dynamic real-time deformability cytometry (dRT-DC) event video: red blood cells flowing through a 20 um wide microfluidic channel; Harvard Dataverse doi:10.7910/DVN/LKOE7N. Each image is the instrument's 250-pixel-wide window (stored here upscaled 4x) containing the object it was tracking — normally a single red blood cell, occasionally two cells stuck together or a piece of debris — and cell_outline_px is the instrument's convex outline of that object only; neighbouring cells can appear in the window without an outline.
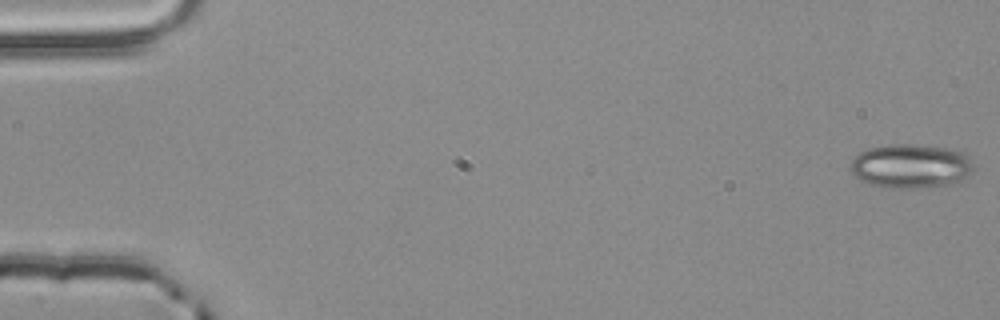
{"species": "common noctule bat (a hibernating species)", "species_latin": "Nyctalus noctula", "temperature_condition": "room temperature", "stored_images_in_passage": 56, "camera_frame_rate_fps": 3000, "um_per_image_px": 0.085, "animal": {"sex": "male", "body_mass_g": 20.4}, "frame": {"image": 1, "passage_image": 1, "time_ms": 0.0, "image_size_px": [1000, 320], "cell_outline_px": [[976, 168], [960, 184], [912, 188], [888, 188], [868, 184], [860, 180], [848, 168], [852, 160], [860, 152], [868, 148], [892, 144], [912, 144], [944, 148], [964, 152], [976, 164]], "centroid_in_image_um": [77.47, 14.14], "position_along_channel_um": 7.5, "area_um2": 32.25}}
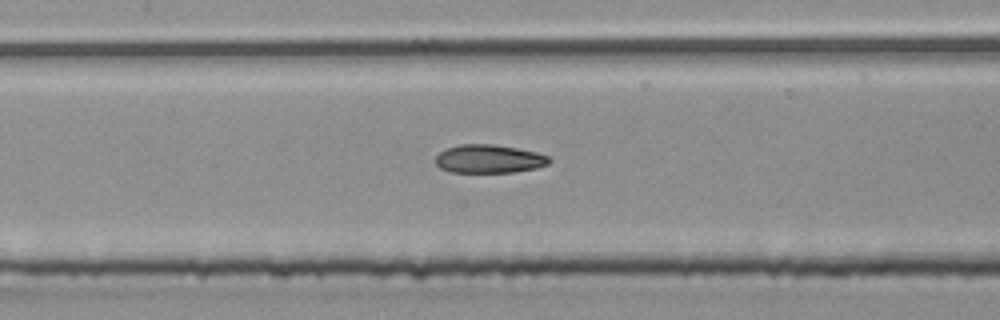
{"frame": {"image": 2, "passage_image": 26, "time_ms": 8.333, "image_size_px": [1000, 320], "cell_outline_px": [[552, 160], [548, 164], [536, 168], [516, 172], [448, 172], [440, 168], [436, 164], [436, 156], [444, 148], [460, 144], [492, 144], [516, 148], [536, 152], [548, 156]], "centroid_in_image_um": [41.55, 13.5], "position_along_channel_um": 165.9, "area_um2": 18.9}}
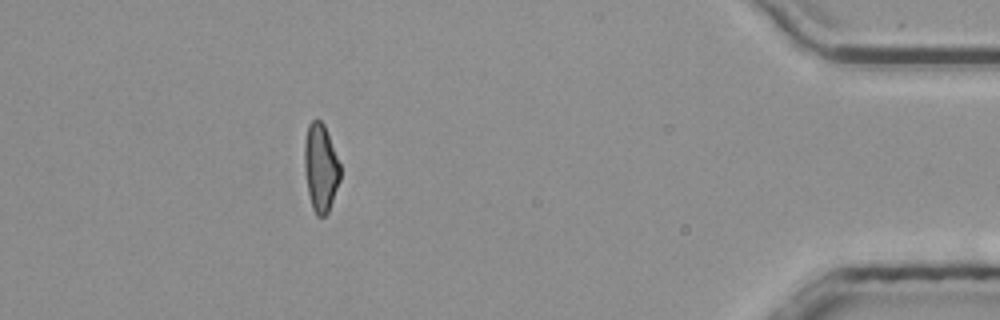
{"frame": {"image": 3, "passage_image": 49, "time_ms": 16.0, "image_size_px": [1000, 320], "cell_outline_px": [[340, 180], [328, 212], [324, 216], [316, 216], [312, 208], [308, 192], [304, 172], [304, 140], [308, 124], [312, 120], [320, 120], [324, 124], [340, 164]], "centroid_in_image_um": [27.24, 14.25], "position_along_channel_um": 408.0, "area_um2": 18.38}, "authors_computed_cell_mechanics": {"area_um2": 19.2185, "velocity_mm_per_s": 3.8936, "shape_relaxation_time_tau1_ms": 8.0204, "shape_relaxation_time_tau2_ms": 3.2098, "deformation_change_tau1": 0.1974, "deformation_change_tau2": 0.0933}}